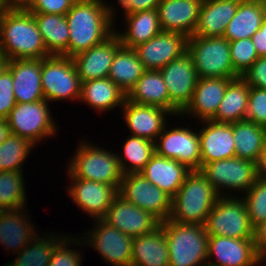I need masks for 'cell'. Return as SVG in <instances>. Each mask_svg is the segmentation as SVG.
<instances>
[{"label": "cell", "instance_id": "obj_10", "mask_svg": "<svg viewBox=\"0 0 266 266\" xmlns=\"http://www.w3.org/2000/svg\"><path fill=\"white\" fill-rule=\"evenodd\" d=\"M41 84L48 102H78L80 99L81 81L68 56L50 55L42 59Z\"/></svg>", "mask_w": 266, "mask_h": 266}, {"label": "cell", "instance_id": "obj_9", "mask_svg": "<svg viewBox=\"0 0 266 266\" xmlns=\"http://www.w3.org/2000/svg\"><path fill=\"white\" fill-rule=\"evenodd\" d=\"M200 172L219 196H242L257 179L256 163L239 157L206 163Z\"/></svg>", "mask_w": 266, "mask_h": 266}, {"label": "cell", "instance_id": "obj_40", "mask_svg": "<svg viewBox=\"0 0 266 266\" xmlns=\"http://www.w3.org/2000/svg\"><path fill=\"white\" fill-rule=\"evenodd\" d=\"M34 147L38 145L35 146L28 139L10 134L0 145V171L24 172L22 166L26 164L25 161Z\"/></svg>", "mask_w": 266, "mask_h": 266}, {"label": "cell", "instance_id": "obj_27", "mask_svg": "<svg viewBox=\"0 0 266 266\" xmlns=\"http://www.w3.org/2000/svg\"><path fill=\"white\" fill-rule=\"evenodd\" d=\"M242 0H203L193 36L223 37Z\"/></svg>", "mask_w": 266, "mask_h": 266}, {"label": "cell", "instance_id": "obj_48", "mask_svg": "<svg viewBox=\"0 0 266 266\" xmlns=\"http://www.w3.org/2000/svg\"><path fill=\"white\" fill-rule=\"evenodd\" d=\"M254 243L257 254L263 259L266 256V221L254 228Z\"/></svg>", "mask_w": 266, "mask_h": 266}, {"label": "cell", "instance_id": "obj_42", "mask_svg": "<svg viewBox=\"0 0 266 266\" xmlns=\"http://www.w3.org/2000/svg\"><path fill=\"white\" fill-rule=\"evenodd\" d=\"M77 236L78 235H75L74 238L73 235L67 234V236L55 247L48 266H82L83 252L69 247L76 244V246H83V239L80 235L78 236L79 238Z\"/></svg>", "mask_w": 266, "mask_h": 266}, {"label": "cell", "instance_id": "obj_31", "mask_svg": "<svg viewBox=\"0 0 266 266\" xmlns=\"http://www.w3.org/2000/svg\"><path fill=\"white\" fill-rule=\"evenodd\" d=\"M124 19L125 28L122 31L115 28L121 44L128 48H135L146 43L162 30L159 24L157 9L138 11Z\"/></svg>", "mask_w": 266, "mask_h": 266}, {"label": "cell", "instance_id": "obj_4", "mask_svg": "<svg viewBox=\"0 0 266 266\" xmlns=\"http://www.w3.org/2000/svg\"><path fill=\"white\" fill-rule=\"evenodd\" d=\"M80 140L69 160L67 170L75 177L99 183L113 185L119 190L123 173L121 172L115 150H106V146Z\"/></svg>", "mask_w": 266, "mask_h": 266}, {"label": "cell", "instance_id": "obj_29", "mask_svg": "<svg viewBox=\"0 0 266 266\" xmlns=\"http://www.w3.org/2000/svg\"><path fill=\"white\" fill-rule=\"evenodd\" d=\"M131 266H169L167 240L161 225L133 239Z\"/></svg>", "mask_w": 266, "mask_h": 266}, {"label": "cell", "instance_id": "obj_55", "mask_svg": "<svg viewBox=\"0 0 266 266\" xmlns=\"http://www.w3.org/2000/svg\"><path fill=\"white\" fill-rule=\"evenodd\" d=\"M7 65H8L7 57L0 52V75L7 68Z\"/></svg>", "mask_w": 266, "mask_h": 266}, {"label": "cell", "instance_id": "obj_12", "mask_svg": "<svg viewBox=\"0 0 266 266\" xmlns=\"http://www.w3.org/2000/svg\"><path fill=\"white\" fill-rule=\"evenodd\" d=\"M190 125L193 124L173 128L167 123L155 141V152L162 157L186 165L190 170H200L201 154L198 128H191Z\"/></svg>", "mask_w": 266, "mask_h": 266}, {"label": "cell", "instance_id": "obj_41", "mask_svg": "<svg viewBox=\"0 0 266 266\" xmlns=\"http://www.w3.org/2000/svg\"><path fill=\"white\" fill-rule=\"evenodd\" d=\"M251 225L255 228L266 221V180L256 179L249 190L242 195Z\"/></svg>", "mask_w": 266, "mask_h": 266}, {"label": "cell", "instance_id": "obj_57", "mask_svg": "<svg viewBox=\"0 0 266 266\" xmlns=\"http://www.w3.org/2000/svg\"><path fill=\"white\" fill-rule=\"evenodd\" d=\"M263 261V266L266 264L265 261H266V256L262 259Z\"/></svg>", "mask_w": 266, "mask_h": 266}, {"label": "cell", "instance_id": "obj_8", "mask_svg": "<svg viewBox=\"0 0 266 266\" xmlns=\"http://www.w3.org/2000/svg\"><path fill=\"white\" fill-rule=\"evenodd\" d=\"M50 103L39 100L32 103H16L7 118L11 134L28 139L35 146L57 136V121L50 112Z\"/></svg>", "mask_w": 266, "mask_h": 266}, {"label": "cell", "instance_id": "obj_16", "mask_svg": "<svg viewBox=\"0 0 266 266\" xmlns=\"http://www.w3.org/2000/svg\"><path fill=\"white\" fill-rule=\"evenodd\" d=\"M262 263V258L255 249L254 239L208 236L207 265L261 266Z\"/></svg>", "mask_w": 266, "mask_h": 266}, {"label": "cell", "instance_id": "obj_24", "mask_svg": "<svg viewBox=\"0 0 266 266\" xmlns=\"http://www.w3.org/2000/svg\"><path fill=\"white\" fill-rule=\"evenodd\" d=\"M16 103L44 100L41 84L42 59L8 60Z\"/></svg>", "mask_w": 266, "mask_h": 266}, {"label": "cell", "instance_id": "obj_19", "mask_svg": "<svg viewBox=\"0 0 266 266\" xmlns=\"http://www.w3.org/2000/svg\"><path fill=\"white\" fill-rule=\"evenodd\" d=\"M123 122L129 134L155 142L162 133L164 126L173 115L161 107L141 105L125 99L121 107ZM169 117V119H168Z\"/></svg>", "mask_w": 266, "mask_h": 266}, {"label": "cell", "instance_id": "obj_13", "mask_svg": "<svg viewBox=\"0 0 266 266\" xmlns=\"http://www.w3.org/2000/svg\"><path fill=\"white\" fill-rule=\"evenodd\" d=\"M118 194L138 208L153 214L161 222L169 219L172 197L141 173L123 175Z\"/></svg>", "mask_w": 266, "mask_h": 266}, {"label": "cell", "instance_id": "obj_38", "mask_svg": "<svg viewBox=\"0 0 266 266\" xmlns=\"http://www.w3.org/2000/svg\"><path fill=\"white\" fill-rule=\"evenodd\" d=\"M129 136L122 143V154L117 153L123 175L140 173L155 153V142L137 136Z\"/></svg>", "mask_w": 266, "mask_h": 266}, {"label": "cell", "instance_id": "obj_53", "mask_svg": "<svg viewBox=\"0 0 266 266\" xmlns=\"http://www.w3.org/2000/svg\"><path fill=\"white\" fill-rule=\"evenodd\" d=\"M11 131L7 119L0 118V145L10 136Z\"/></svg>", "mask_w": 266, "mask_h": 266}, {"label": "cell", "instance_id": "obj_35", "mask_svg": "<svg viewBox=\"0 0 266 266\" xmlns=\"http://www.w3.org/2000/svg\"><path fill=\"white\" fill-rule=\"evenodd\" d=\"M49 55L67 56L69 27L66 15L32 13Z\"/></svg>", "mask_w": 266, "mask_h": 266}, {"label": "cell", "instance_id": "obj_23", "mask_svg": "<svg viewBox=\"0 0 266 266\" xmlns=\"http://www.w3.org/2000/svg\"><path fill=\"white\" fill-rule=\"evenodd\" d=\"M203 0H162L157 6L162 31L193 36Z\"/></svg>", "mask_w": 266, "mask_h": 266}, {"label": "cell", "instance_id": "obj_2", "mask_svg": "<svg viewBox=\"0 0 266 266\" xmlns=\"http://www.w3.org/2000/svg\"><path fill=\"white\" fill-rule=\"evenodd\" d=\"M0 52L8 60L50 56L33 14L27 9L0 11Z\"/></svg>", "mask_w": 266, "mask_h": 266}, {"label": "cell", "instance_id": "obj_25", "mask_svg": "<svg viewBox=\"0 0 266 266\" xmlns=\"http://www.w3.org/2000/svg\"><path fill=\"white\" fill-rule=\"evenodd\" d=\"M26 208L0 212V244L13 255L40 234L36 231L37 226L32 224Z\"/></svg>", "mask_w": 266, "mask_h": 266}, {"label": "cell", "instance_id": "obj_11", "mask_svg": "<svg viewBox=\"0 0 266 266\" xmlns=\"http://www.w3.org/2000/svg\"><path fill=\"white\" fill-rule=\"evenodd\" d=\"M93 227L81 238L84 245L95 249L110 266H131L133 237L122 233L103 219H95ZM87 235V236H86Z\"/></svg>", "mask_w": 266, "mask_h": 266}, {"label": "cell", "instance_id": "obj_7", "mask_svg": "<svg viewBox=\"0 0 266 266\" xmlns=\"http://www.w3.org/2000/svg\"><path fill=\"white\" fill-rule=\"evenodd\" d=\"M204 227L208 236L254 239V227L241 196H219Z\"/></svg>", "mask_w": 266, "mask_h": 266}, {"label": "cell", "instance_id": "obj_33", "mask_svg": "<svg viewBox=\"0 0 266 266\" xmlns=\"http://www.w3.org/2000/svg\"><path fill=\"white\" fill-rule=\"evenodd\" d=\"M249 92L250 86L241 76L232 79L227 86L216 115L211 120L227 124L245 120Z\"/></svg>", "mask_w": 266, "mask_h": 266}, {"label": "cell", "instance_id": "obj_20", "mask_svg": "<svg viewBox=\"0 0 266 266\" xmlns=\"http://www.w3.org/2000/svg\"><path fill=\"white\" fill-rule=\"evenodd\" d=\"M231 80L228 78H199L190 103L177 118L182 120L188 116L189 119L192 117L200 120L197 123L211 120L216 115Z\"/></svg>", "mask_w": 266, "mask_h": 266}, {"label": "cell", "instance_id": "obj_32", "mask_svg": "<svg viewBox=\"0 0 266 266\" xmlns=\"http://www.w3.org/2000/svg\"><path fill=\"white\" fill-rule=\"evenodd\" d=\"M126 99L141 105L161 107L170 112L169 92L160 70H146L126 95Z\"/></svg>", "mask_w": 266, "mask_h": 266}, {"label": "cell", "instance_id": "obj_39", "mask_svg": "<svg viewBox=\"0 0 266 266\" xmlns=\"http://www.w3.org/2000/svg\"><path fill=\"white\" fill-rule=\"evenodd\" d=\"M25 172L0 171V210H17L27 207Z\"/></svg>", "mask_w": 266, "mask_h": 266}, {"label": "cell", "instance_id": "obj_15", "mask_svg": "<svg viewBox=\"0 0 266 266\" xmlns=\"http://www.w3.org/2000/svg\"><path fill=\"white\" fill-rule=\"evenodd\" d=\"M66 172L71 183L65 191L68 190L71 201L92 220L102 219L118 195V189L113 185L75 178L68 170Z\"/></svg>", "mask_w": 266, "mask_h": 266}, {"label": "cell", "instance_id": "obj_44", "mask_svg": "<svg viewBox=\"0 0 266 266\" xmlns=\"http://www.w3.org/2000/svg\"><path fill=\"white\" fill-rule=\"evenodd\" d=\"M245 120L266 127V89L250 87Z\"/></svg>", "mask_w": 266, "mask_h": 266}, {"label": "cell", "instance_id": "obj_6", "mask_svg": "<svg viewBox=\"0 0 266 266\" xmlns=\"http://www.w3.org/2000/svg\"><path fill=\"white\" fill-rule=\"evenodd\" d=\"M187 52L192 57L198 78L240 77L231 61L229 40L224 37L190 36Z\"/></svg>", "mask_w": 266, "mask_h": 266}, {"label": "cell", "instance_id": "obj_28", "mask_svg": "<svg viewBox=\"0 0 266 266\" xmlns=\"http://www.w3.org/2000/svg\"><path fill=\"white\" fill-rule=\"evenodd\" d=\"M126 94L109 78L93 79L81 83L79 101L91 107L94 112L114 111L123 106Z\"/></svg>", "mask_w": 266, "mask_h": 266}, {"label": "cell", "instance_id": "obj_54", "mask_svg": "<svg viewBox=\"0 0 266 266\" xmlns=\"http://www.w3.org/2000/svg\"><path fill=\"white\" fill-rule=\"evenodd\" d=\"M118 2L116 4H118L117 8H122V10L120 11H123L122 14H123V17L126 18L127 16L130 15V2L129 0H117Z\"/></svg>", "mask_w": 266, "mask_h": 266}, {"label": "cell", "instance_id": "obj_49", "mask_svg": "<svg viewBox=\"0 0 266 266\" xmlns=\"http://www.w3.org/2000/svg\"><path fill=\"white\" fill-rule=\"evenodd\" d=\"M251 40L256 48L259 57L266 56V16L263 19L260 29L253 34Z\"/></svg>", "mask_w": 266, "mask_h": 266}, {"label": "cell", "instance_id": "obj_22", "mask_svg": "<svg viewBox=\"0 0 266 266\" xmlns=\"http://www.w3.org/2000/svg\"><path fill=\"white\" fill-rule=\"evenodd\" d=\"M199 125L202 126L198 130L201 167L206 163L236 157L232 124L207 120Z\"/></svg>", "mask_w": 266, "mask_h": 266}, {"label": "cell", "instance_id": "obj_37", "mask_svg": "<svg viewBox=\"0 0 266 266\" xmlns=\"http://www.w3.org/2000/svg\"><path fill=\"white\" fill-rule=\"evenodd\" d=\"M48 234V235H47ZM38 234L14 258L3 266H48L55 247L67 236L50 231ZM63 234V235H61Z\"/></svg>", "mask_w": 266, "mask_h": 266}, {"label": "cell", "instance_id": "obj_30", "mask_svg": "<svg viewBox=\"0 0 266 266\" xmlns=\"http://www.w3.org/2000/svg\"><path fill=\"white\" fill-rule=\"evenodd\" d=\"M265 16L264 0H242L223 37L229 41L251 38L260 29Z\"/></svg>", "mask_w": 266, "mask_h": 266}, {"label": "cell", "instance_id": "obj_17", "mask_svg": "<svg viewBox=\"0 0 266 266\" xmlns=\"http://www.w3.org/2000/svg\"><path fill=\"white\" fill-rule=\"evenodd\" d=\"M187 41L188 37L180 32L161 31L134 49L146 70H161L187 52Z\"/></svg>", "mask_w": 266, "mask_h": 266}, {"label": "cell", "instance_id": "obj_18", "mask_svg": "<svg viewBox=\"0 0 266 266\" xmlns=\"http://www.w3.org/2000/svg\"><path fill=\"white\" fill-rule=\"evenodd\" d=\"M102 219L133 238L150 233L161 224L153 214L126 201L119 194Z\"/></svg>", "mask_w": 266, "mask_h": 266}, {"label": "cell", "instance_id": "obj_36", "mask_svg": "<svg viewBox=\"0 0 266 266\" xmlns=\"http://www.w3.org/2000/svg\"><path fill=\"white\" fill-rule=\"evenodd\" d=\"M235 156L257 162L266 145V127L243 120L232 123Z\"/></svg>", "mask_w": 266, "mask_h": 266}, {"label": "cell", "instance_id": "obj_50", "mask_svg": "<svg viewBox=\"0 0 266 266\" xmlns=\"http://www.w3.org/2000/svg\"><path fill=\"white\" fill-rule=\"evenodd\" d=\"M162 0H129L130 15L138 11L157 9Z\"/></svg>", "mask_w": 266, "mask_h": 266}, {"label": "cell", "instance_id": "obj_34", "mask_svg": "<svg viewBox=\"0 0 266 266\" xmlns=\"http://www.w3.org/2000/svg\"><path fill=\"white\" fill-rule=\"evenodd\" d=\"M145 71L135 49L121 45L113 57L108 77L127 95Z\"/></svg>", "mask_w": 266, "mask_h": 266}, {"label": "cell", "instance_id": "obj_26", "mask_svg": "<svg viewBox=\"0 0 266 266\" xmlns=\"http://www.w3.org/2000/svg\"><path fill=\"white\" fill-rule=\"evenodd\" d=\"M191 171L186 165L155 152L140 173L173 198Z\"/></svg>", "mask_w": 266, "mask_h": 266}, {"label": "cell", "instance_id": "obj_56", "mask_svg": "<svg viewBox=\"0 0 266 266\" xmlns=\"http://www.w3.org/2000/svg\"><path fill=\"white\" fill-rule=\"evenodd\" d=\"M77 1H96V2L106 4L105 0H77Z\"/></svg>", "mask_w": 266, "mask_h": 266}, {"label": "cell", "instance_id": "obj_45", "mask_svg": "<svg viewBox=\"0 0 266 266\" xmlns=\"http://www.w3.org/2000/svg\"><path fill=\"white\" fill-rule=\"evenodd\" d=\"M15 105L12 75L6 68L0 75V118L7 119Z\"/></svg>", "mask_w": 266, "mask_h": 266}, {"label": "cell", "instance_id": "obj_1", "mask_svg": "<svg viewBox=\"0 0 266 266\" xmlns=\"http://www.w3.org/2000/svg\"><path fill=\"white\" fill-rule=\"evenodd\" d=\"M115 6L96 1H75L66 13L69 27L67 56L73 57L102 43L114 31Z\"/></svg>", "mask_w": 266, "mask_h": 266}, {"label": "cell", "instance_id": "obj_51", "mask_svg": "<svg viewBox=\"0 0 266 266\" xmlns=\"http://www.w3.org/2000/svg\"><path fill=\"white\" fill-rule=\"evenodd\" d=\"M33 0H0L2 9H27Z\"/></svg>", "mask_w": 266, "mask_h": 266}, {"label": "cell", "instance_id": "obj_3", "mask_svg": "<svg viewBox=\"0 0 266 266\" xmlns=\"http://www.w3.org/2000/svg\"><path fill=\"white\" fill-rule=\"evenodd\" d=\"M219 194L200 172L192 170L172 198L169 220L204 225Z\"/></svg>", "mask_w": 266, "mask_h": 266}, {"label": "cell", "instance_id": "obj_21", "mask_svg": "<svg viewBox=\"0 0 266 266\" xmlns=\"http://www.w3.org/2000/svg\"><path fill=\"white\" fill-rule=\"evenodd\" d=\"M121 45L114 32L102 43L71 57L81 83L108 77L113 57Z\"/></svg>", "mask_w": 266, "mask_h": 266}, {"label": "cell", "instance_id": "obj_14", "mask_svg": "<svg viewBox=\"0 0 266 266\" xmlns=\"http://www.w3.org/2000/svg\"><path fill=\"white\" fill-rule=\"evenodd\" d=\"M160 72L169 92L170 113L173 117L179 116L190 103L199 79L191 55L185 52Z\"/></svg>", "mask_w": 266, "mask_h": 266}, {"label": "cell", "instance_id": "obj_46", "mask_svg": "<svg viewBox=\"0 0 266 266\" xmlns=\"http://www.w3.org/2000/svg\"><path fill=\"white\" fill-rule=\"evenodd\" d=\"M76 0H33L27 8L31 13L66 15Z\"/></svg>", "mask_w": 266, "mask_h": 266}, {"label": "cell", "instance_id": "obj_5", "mask_svg": "<svg viewBox=\"0 0 266 266\" xmlns=\"http://www.w3.org/2000/svg\"><path fill=\"white\" fill-rule=\"evenodd\" d=\"M165 231L169 266H204L208 258V234L204 225L178 223L169 219L160 224Z\"/></svg>", "mask_w": 266, "mask_h": 266}, {"label": "cell", "instance_id": "obj_43", "mask_svg": "<svg viewBox=\"0 0 266 266\" xmlns=\"http://www.w3.org/2000/svg\"><path fill=\"white\" fill-rule=\"evenodd\" d=\"M231 61L234 70L241 76L258 58L251 38L229 41Z\"/></svg>", "mask_w": 266, "mask_h": 266}, {"label": "cell", "instance_id": "obj_47", "mask_svg": "<svg viewBox=\"0 0 266 266\" xmlns=\"http://www.w3.org/2000/svg\"><path fill=\"white\" fill-rule=\"evenodd\" d=\"M241 77L250 87L266 89V56L259 57Z\"/></svg>", "mask_w": 266, "mask_h": 266}, {"label": "cell", "instance_id": "obj_52", "mask_svg": "<svg viewBox=\"0 0 266 266\" xmlns=\"http://www.w3.org/2000/svg\"><path fill=\"white\" fill-rule=\"evenodd\" d=\"M256 174L258 179L266 180V145L256 162Z\"/></svg>", "mask_w": 266, "mask_h": 266}]
</instances>
